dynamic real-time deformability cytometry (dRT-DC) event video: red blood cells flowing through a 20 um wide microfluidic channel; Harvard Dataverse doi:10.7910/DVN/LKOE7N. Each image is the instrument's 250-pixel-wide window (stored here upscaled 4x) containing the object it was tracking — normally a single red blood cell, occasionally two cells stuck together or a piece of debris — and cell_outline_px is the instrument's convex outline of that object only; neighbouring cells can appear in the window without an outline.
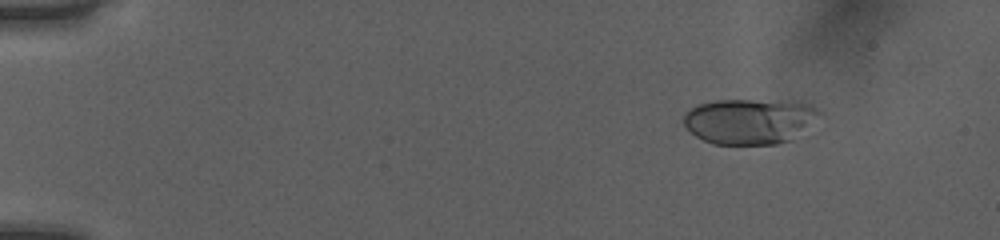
{"species": "human", "species_latin": "Homo sapiens", "temperature_condition": "room temperature", "stored_images_in_passage": 46, "camera_frame_rate_fps": 3000, "um_per_image_px": 0.085, "donor": {"sex": "female"}, "frame": {"image": 1, "passage_image": 1, "time_ms": 0.0, "image_size_px": [1000, 240], "cell_outline_px": [[820, 112], [788, 140], [776, 144], [712, 144], [696, 136], [684, 124], [684, 112], [688, 108], [696, 104], [716, 100], [780, 100], [804, 104]], "centroid_in_image_um": [63.54, 10.28], "position_along_channel_um": 21.5, "area_um2": 35.03}}
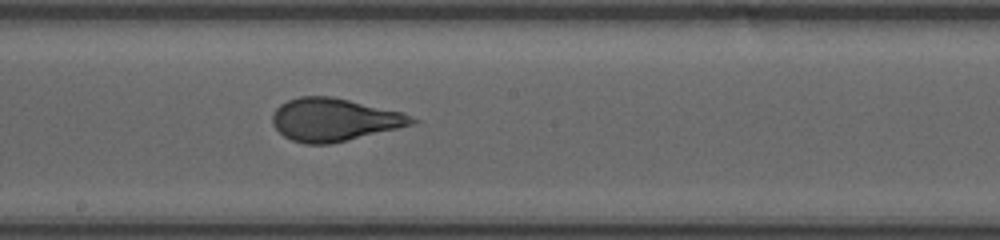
{"frame": {"image": 2, "passage_image": 24, "time_ms": 7.667, "image_size_px": [1000, 240], "cell_outline_px": [[420, 120], [412, 124], [396, 128], [328, 144], [304, 144], [292, 140], [284, 136], [272, 124], [272, 116], [276, 108], [280, 104], [288, 100], [300, 96], [332, 96], [404, 112]], "centroid_in_image_um": [28.39, 10.15], "position_along_channel_um": 219.8, "area_um2": 34.56}}
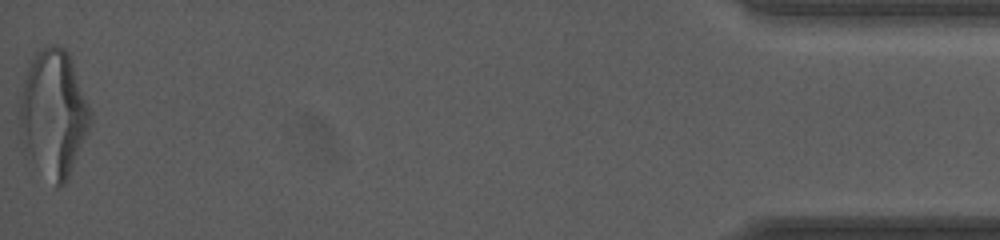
{"frame": {"image": 3, "passage_image": 46, "time_ms": 15.0, "image_size_px": [1000, 240], "cell_outline_px": [[92, 124], [68, 176], [64, 184], [60, 188], [56, 188], [24, 152], [20, 132], [20, 100], [28, 60], [36, 52], [52, 44], [56, 44], [64, 48], [68, 52], [92, 112]], "centroid_in_image_um": [4.54, 9.64], "position_along_channel_um": 430.7, "area_um2": 52.42}, "authors_computed_cell_mechanics": {"area_um2": 34.4488, "velocity_mm_per_s": 4.0369, "shape_relaxation_time_tau1_ms": 3.8395, "shape_relaxation_time_tau2_ms": null, "deformation_change_tau1": 0.1663, "deformation_change_tau2": null}}